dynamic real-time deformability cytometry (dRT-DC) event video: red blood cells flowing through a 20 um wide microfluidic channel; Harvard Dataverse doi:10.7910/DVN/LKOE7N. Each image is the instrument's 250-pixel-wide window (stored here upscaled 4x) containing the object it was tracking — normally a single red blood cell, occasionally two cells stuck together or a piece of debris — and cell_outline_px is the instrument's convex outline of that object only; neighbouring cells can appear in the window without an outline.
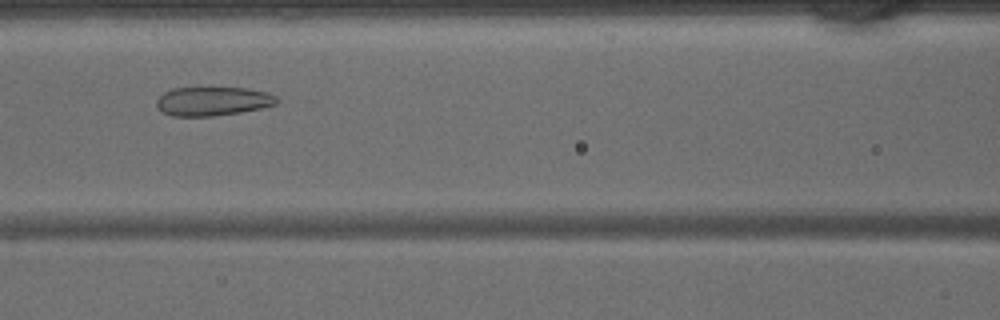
{"species": "common noctule bat (a hibernating species)", "species_latin": "Nyctalus noctula", "temperature_condition": "warm", "stored_images_in_passage": 38, "camera_frame_rate_fps": 3000, "um_per_image_px": 0.085, "animal": {"sex": "male", "body_mass_g": 15.6}, "frame": {"image": 1, "passage_image": 14, "time_ms": 4.333, "image_size_px": [1000, 320], "cell_outline_px": [[276, 104], [260, 108], [240, 112], [212, 116], [172, 116], [160, 112], [156, 108], [156, 100], [164, 92], [172, 88], [204, 84], [212, 84], [248, 88], [268, 92], [276, 96]], "centroid_in_image_um": [18.02, 8.53], "position_along_channel_um": 148.6, "area_um2": 21.5}}
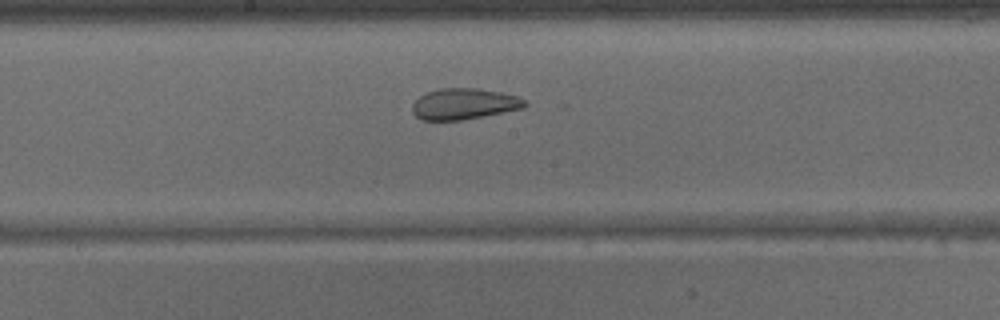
{"frame": {"image": 2, "passage_image": 18, "time_ms": 5.667, "image_size_px": [1000, 320], "cell_outline_px": [[528, 104], [524, 108], [464, 120], [420, 120], [412, 112], [412, 104], [420, 96], [428, 92], [440, 88], [480, 88], [500, 92], [516, 96], [524, 100]], "centroid_in_image_um": [39.44, 8.84], "position_along_channel_um": 208.8, "area_um2": 20.4}}
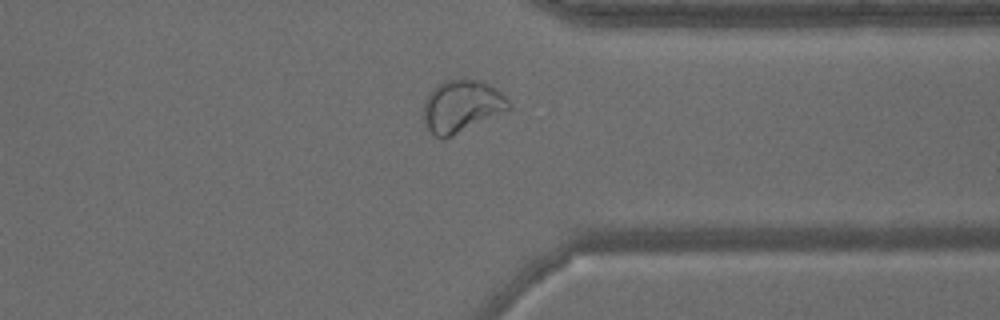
{"frame": {"image": 3, "passage_image": 29, "time_ms": 9.333, "image_size_px": [1000, 320], "cell_outline_px": [[512, 108], [508, 112], [444, 140], [436, 136], [428, 128], [424, 120], [424, 100], [428, 92], [436, 84], [444, 80], [480, 80], [496, 88], [512, 104]], "centroid_in_image_um": [39.27, 9.05], "position_along_channel_um": 372.1, "area_um2": 26.41}}